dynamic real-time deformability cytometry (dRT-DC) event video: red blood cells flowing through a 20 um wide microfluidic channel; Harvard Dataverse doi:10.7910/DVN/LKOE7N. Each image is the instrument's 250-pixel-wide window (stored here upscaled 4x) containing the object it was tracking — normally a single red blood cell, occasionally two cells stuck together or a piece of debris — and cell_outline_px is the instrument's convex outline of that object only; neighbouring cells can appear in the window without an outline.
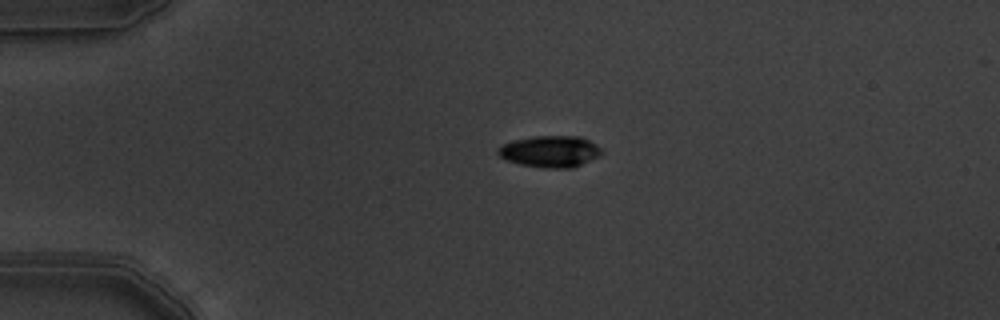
{"species": "common noctule bat (a hibernating species)", "species_latin": "Nyctalus noctula", "temperature_condition": "warm", "stored_images_in_passage": 2, "camera_frame_rate_fps": 3000, "um_per_image_px": 0.085, "animal": {"sex": "male", "body_mass_g": 19.5, "forearm_length_mm": 54.6}, "frame": {"image": 1, "passage_image": 1, "time_ms": 0.0, "image_size_px": [1000, 320], "cell_outline_px": [[604, 152], [600, 156], [572, 168], [544, 168], [520, 164], [508, 160], [500, 156], [496, 152], [496, 148], [512, 140], [536, 136], [580, 136], [596, 144]], "centroid_in_image_um": [46.77, 12.87], "position_along_channel_um": 38.2, "area_um2": 19.07}}